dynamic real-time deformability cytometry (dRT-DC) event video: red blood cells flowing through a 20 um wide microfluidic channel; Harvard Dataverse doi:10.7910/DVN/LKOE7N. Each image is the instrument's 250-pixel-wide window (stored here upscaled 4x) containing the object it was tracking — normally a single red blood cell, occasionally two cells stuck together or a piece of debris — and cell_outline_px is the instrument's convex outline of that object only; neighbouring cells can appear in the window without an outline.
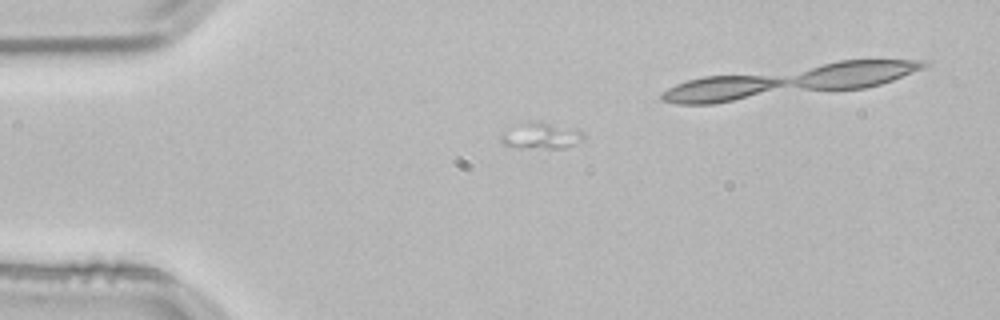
{"species": "common noctule bat (a hibernating species)", "species_latin": "Nyctalus noctula", "temperature_condition": "room temperature", "stored_images_in_passage": 38, "camera_frame_rate_fps": 3000, "um_per_image_px": 0.085, "animal": {"sex": "male", "body_mass_g": 21.5, "forearm_length_mm": 52.0}, "frame": {"image": 1, "passage_image": 1, "time_ms": 0.0, "image_size_px": [1000, 320], "cell_outline_px": [[584, 140], [564, 148], [520, 148], [504, 144], [500, 140], [500, 132], [532, 124], [548, 124], [576, 128], [584, 132]], "centroid_in_image_um": [46.07, 11.61], "position_along_channel_um": 38.9, "area_um2": 11.91}}
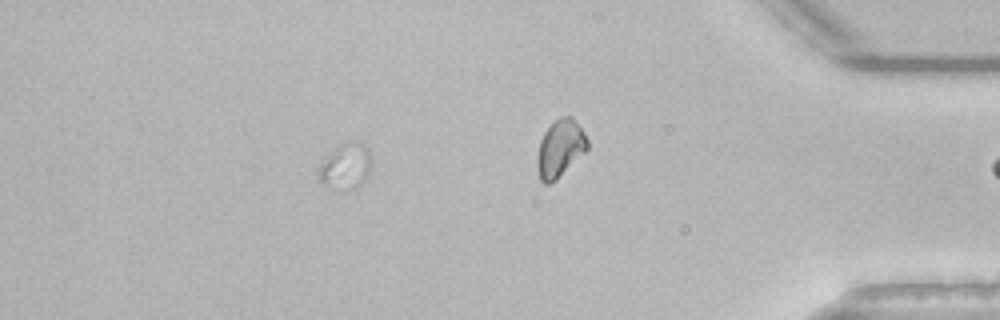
{"frame": {"image": 2, "passage_image": 37, "time_ms": 12.0, "image_size_px": [1000, 320], "cell_outline_px": [[372, 164], [364, 180], [356, 188], [352, 188], [316, 180], [316, 168], [328, 152], [340, 144], [356, 140], [364, 144], [368, 148], [372, 156]], "centroid_in_image_um": [29.37, 14.02], "position_along_channel_um": 405.8, "area_um2": 13.93}}